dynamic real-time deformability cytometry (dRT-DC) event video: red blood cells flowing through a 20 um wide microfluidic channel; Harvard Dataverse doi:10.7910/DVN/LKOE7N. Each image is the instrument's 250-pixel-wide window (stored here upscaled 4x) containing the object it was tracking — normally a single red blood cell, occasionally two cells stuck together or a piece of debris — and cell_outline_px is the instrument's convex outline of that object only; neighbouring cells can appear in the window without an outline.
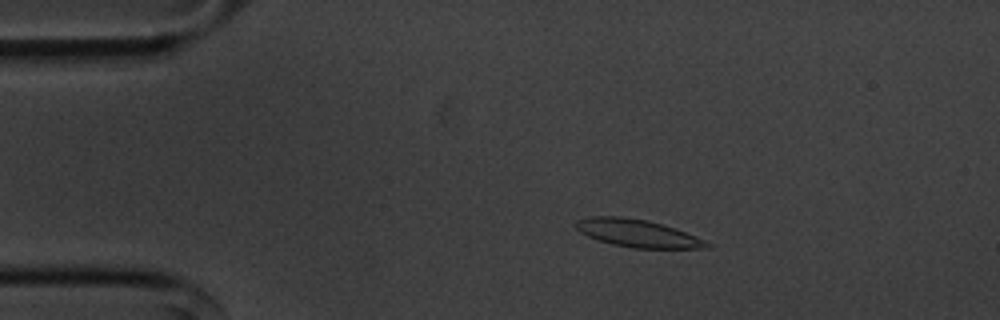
{"species": "common noctule bat (a hibernating species)", "species_latin": "Nyctalus noctula", "temperature_condition": "cold", "stored_images_in_passage": 55, "camera_frame_rate_fps": 3000, "um_per_image_px": 0.085, "animal": {"sex": "male", "body_mass_g": 20.1, "forearm_length_mm": 53.5}, "frame": {"image": 1, "passage_image": 10, "time_ms": 3.0, "image_size_px": [1000, 320], "cell_outline_px": [[712, 244], [708, 248], [632, 248], [612, 244], [596, 240], [580, 232], [576, 228], [576, 220], [588, 216], [620, 216], [648, 220], [676, 228], [704, 240]], "centroid_in_image_um": [54.16, 19.82], "position_along_channel_um": 30.8, "area_um2": 21.15}}
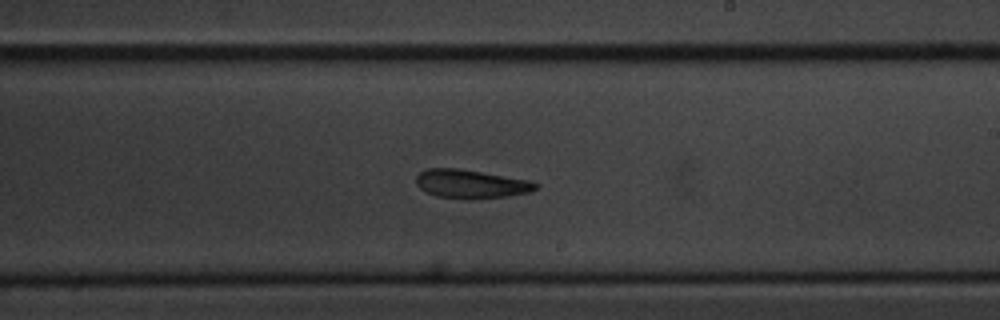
{"frame": {"image": 2, "passage_image": 32, "time_ms": 10.333, "image_size_px": [1000, 320], "cell_outline_px": [[540, 188], [528, 192], [504, 196], [436, 196], [420, 188], [416, 184], [416, 176], [420, 172], [428, 168], [456, 168], [528, 180], [540, 184]], "centroid_in_image_um": [40.02, 15.58], "position_along_channel_um": 249.0, "area_um2": 18.84}}
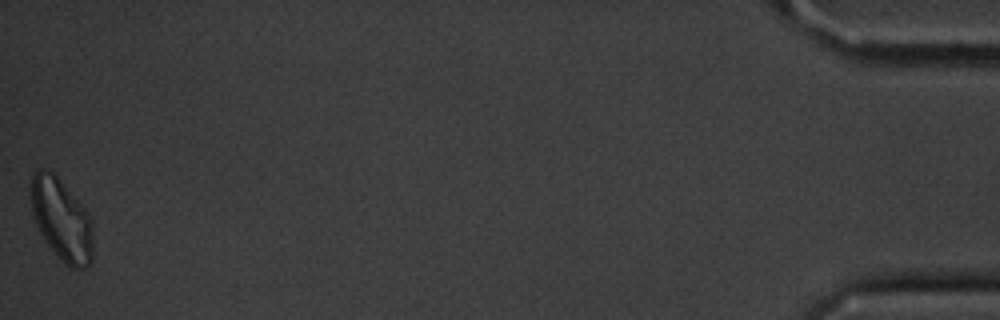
{"frame": {"image": 3, "passage_image": 55, "time_ms": 18.0, "image_size_px": [1000, 320], "cell_outline_px": [[92, 264], [84, 268], [68, 268], [64, 264], [44, 240], [32, 216], [32, 176], [36, 168], [44, 168], [52, 172], [60, 180], [88, 212], [92, 220]], "centroid_in_image_um": [5.25, 18.7], "position_along_channel_um": 430.0, "area_um2": 29.65}, "authors_computed_cell_mechanics": {"area_um2": 20.9814, "velocity_mm_per_s": 3.6068, "shape_relaxation_time_tau1_ms": 3.2922, "shape_relaxation_time_tau2_ms": 7.1232, "deformation_change_tau1": 0.1073, "deformation_change_tau2": 0.1456}}